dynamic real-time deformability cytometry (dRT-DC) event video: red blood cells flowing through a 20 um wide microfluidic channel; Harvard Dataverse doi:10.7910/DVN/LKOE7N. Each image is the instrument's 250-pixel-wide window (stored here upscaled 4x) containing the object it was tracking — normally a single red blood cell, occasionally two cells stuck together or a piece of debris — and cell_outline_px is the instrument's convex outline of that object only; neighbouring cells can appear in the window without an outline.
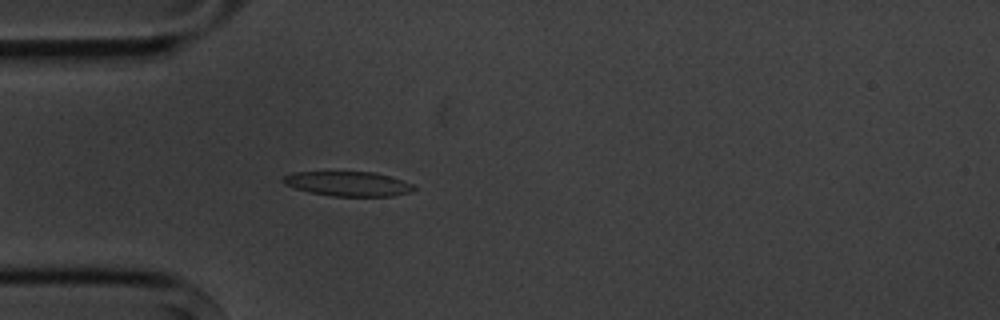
{"species": "common noctule bat (a hibernating species)", "species_latin": "Nyctalus noctula", "temperature_condition": "cold", "stored_images_in_passage": 4, "camera_frame_rate_fps": 3000, "um_per_image_px": 0.085, "animal": {"sex": "male", "body_mass_g": 20.1, "forearm_length_mm": 53.5}, "frame": {"image": 1, "passage_image": 4, "time_ms": 4.333, "image_size_px": [1000, 320], "cell_outline_px": [[416, 188], [412, 192], [392, 196], [332, 196], [308, 192], [284, 184], [280, 180], [284, 176], [292, 172], [376, 172], [412, 184]], "centroid_in_image_um": [29.56, 15.62], "position_along_channel_um": 55.4, "area_um2": 18.73}}